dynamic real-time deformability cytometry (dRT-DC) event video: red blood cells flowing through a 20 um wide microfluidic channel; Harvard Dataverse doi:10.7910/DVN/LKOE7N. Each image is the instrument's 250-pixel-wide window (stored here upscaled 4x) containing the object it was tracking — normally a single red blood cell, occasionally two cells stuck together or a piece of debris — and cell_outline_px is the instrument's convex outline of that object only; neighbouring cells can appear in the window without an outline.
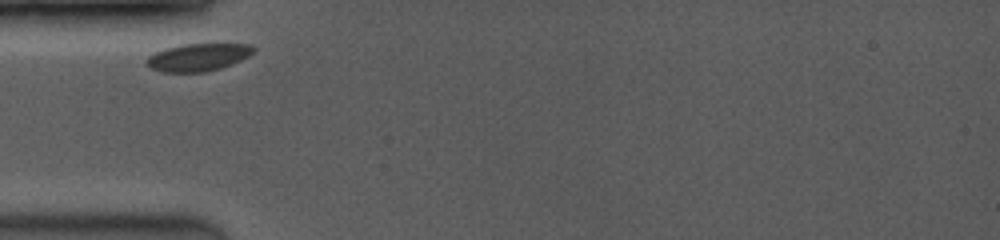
{"species": "common noctule bat (a hibernating species)", "species_latin": "Nyctalus noctula", "temperature_condition": "room temperature", "stored_images_in_passage": 15, "camera_frame_rate_fps": 3500, "um_per_image_px": 0.085, "animal": {"sex": "female", "body_mass_g": 19.0, "forearm_length_mm": 53.3}, "frame": {"image": 1, "passage_image": 1, "time_ms": 0.0, "image_size_px": [1000, 240], "cell_outline_px": [[256, 48], [248, 56], [232, 64], [220, 68], [204, 72], [160, 72], [152, 68], [144, 60], [148, 56], [164, 48], [180, 44], [252, 44]], "centroid_in_image_um": [16.82, 4.86], "position_along_channel_um": 68.2, "area_um2": 17.17}}
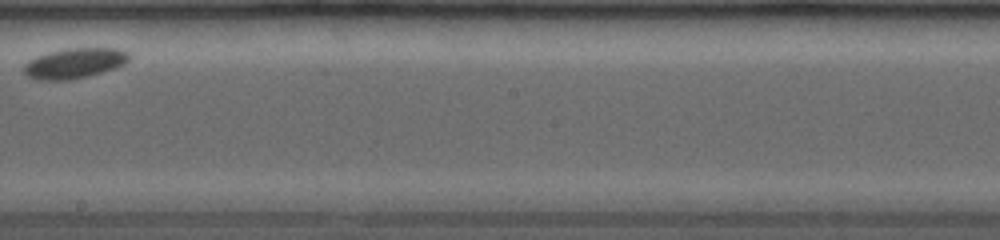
{"frame": {"image": 2, "passage_image": 6, "time_ms": 4.857, "image_size_px": [1000, 240], "cell_outline_px": [[132, 56], [124, 64], [116, 68], [88, 76], [68, 80], [36, 80], [28, 76], [24, 72], [24, 64], [28, 60], [36, 56], [48, 52], [64, 48], [120, 48], [128, 52]], "centroid_in_image_um": [6.34, 5.36], "position_along_channel_um": 241.9, "area_um2": 18.79}}
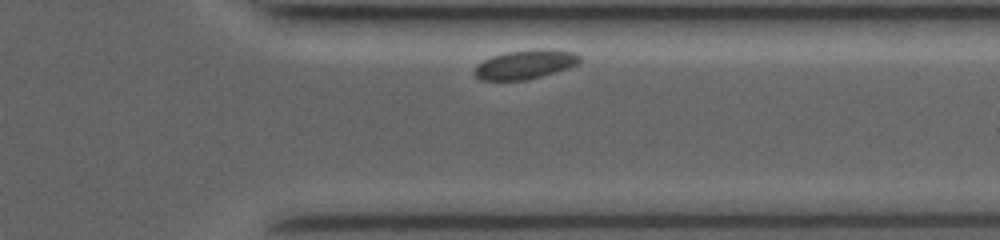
{"frame": {"image": 3, "passage_image": 14, "time_ms": 8.286, "image_size_px": [1000, 240], "cell_outline_px": [[580, 60], [576, 64], [568, 68], [540, 76], [524, 80], [480, 80], [472, 72], [476, 64], [492, 56], [504, 52], [576, 52], [580, 56]], "centroid_in_image_um": [44.52, 5.54], "position_along_channel_um": 366.9, "area_um2": 16.82}}